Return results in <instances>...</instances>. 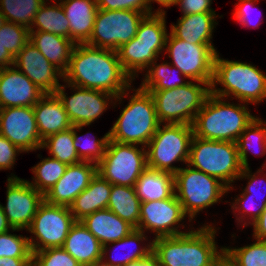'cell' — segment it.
I'll return each instance as SVG.
<instances>
[{"mask_svg": "<svg viewBox=\"0 0 266 266\" xmlns=\"http://www.w3.org/2000/svg\"><path fill=\"white\" fill-rule=\"evenodd\" d=\"M14 66L45 94H55L61 86L58 79L64 78L30 41L14 57Z\"/></svg>", "mask_w": 266, "mask_h": 266, "instance_id": "ac0fdd59", "label": "cell"}, {"mask_svg": "<svg viewBox=\"0 0 266 266\" xmlns=\"http://www.w3.org/2000/svg\"><path fill=\"white\" fill-rule=\"evenodd\" d=\"M67 166L53 157H47L32 168L35 175L32 177L34 182L28 181V183L45 195L64 175Z\"/></svg>", "mask_w": 266, "mask_h": 266, "instance_id": "d590c367", "label": "cell"}, {"mask_svg": "<svg viewBox=\"0 0 266 266\" xmlns=\"http://www.w3.org/2000/svg\"><path fill=\"white\" fill-rule=\"evenodd\" d=\"M66 86L75 91L73 95L67 96ZM127 91L128 89L116 97L104 91L81 88L66 83L65 86L61 85L55 94L63 103L72 125L78 126L91 125L109 108V102L112 103L113 99L115 102L119 101L120 104L122 99L129 94ZM110 99L111 101H109Z\"/></svg>", "mask_w": 266, "mask_h": 266, "instance_id": "5bb4252c", "label": "cell"}, {"mask_svg": "<svg viewBox=\"0 0 266 266\" xmlns=\"http://www.w3.org/2000/svg\"><path fill=\"white\" fill-rule=\"evenodd\" d=\"M146 234L143 231L134 229L128 236L123 237L122 239L116 241V242H111L108 243L106 245H103V254H102V262H104L105 264L108 265H112V266H126L131 262L134 261H138V260H143L145 258H147L150 254H152V241L148 242V244L146 246L140 247V248H136L134 245V247L136 248L133 249L132 251L129 250L128 253L126 252L124 255L121 256H113V257H106L108 251L111 249V247L109 248V245L111 244V246H117L118 248L121 247H127V246H132V244H139V242L141 241H146L147 236H145ZM121 246V247H120ZM123 247V248H124ZM109 249V250H108ZM116 249V248H115ZM115 252V251H114ZM106 259V260H105ZM109 259V260H107Z\"/></svg>", "mask_w": 266, "mask_h": 266, "instance_id": "1f68e13d", "label": "cell"}, {"mask_svg": "<svg viewBox=\"0 0 266 266\" xmlns=\"http://www.w3.org/2000/svg\"><path fill=\"white\" fill-rule=\"evenodd\" d=\"M98 9L134 10L150 15L146 0H96Z\"/></svg>", "mask_w": 266, "mask_h": 266, "instance_id": "f6af8a7d", "label": "cell"}, {"mask_svg": "<svg viewBox=\"0 0 266 266\" xmlns=\"http://www.w3.org/2000/svg\"><path fill=\"white\" fill-rule=\"evenodd\" d=\"M96 173L97 165L91 162L68 165L64 175L44 195V201L51 205L69 207L89 186Z\"/></svg>", "mask_w": 266, "mask_h": 266, "instance_id": "ffe728a7", "label": "cell"}, {"mask_svg": "<svg viewBox=\"0 0 266 266\" xmlns=\"http://www.w3.org/2000/svg\"><path fill=\"white\" fill-rule=\"evenodd\" d=\"M134 187L141 203L164 200L175 194L174 174L147 167Z\"/></svg>", "mask_w": 266, "mask_h": 266, "instance_id": "f1b7e54d", "label": "cell"}, {"mask_svg": "<svg viewBox=\"0 0 266 266\" xmlns=\"http://www.w3.org/2000/svg\"><path fill=\"white\" fill-rule=\"evenodd\" d=\"M173 66L178 68L184 78L192 81L212 83L216 49L213 44H190L168 34L165 45Z\"/></svg>", "mask_w": 266, "mask_h": 266, "instance_id": "7c38bea8", "label": "cell"}, {"mask_svg": "<svg viewBox=\"0 0 266 266\" xmlns=\"http://www.w3.org/2000/svg\"><path fill=\"white\" fill-rule=\"evenodd\" d=\"M132 91L135 93L109 131V140L146 147L160 122L149 91L140 87Z\"/></svg>", "mask_w": 266, "mask_h": 266, "instance_id": "5b68a950", "label": "cell"}, {"mask_svg": "<svg viewBox=\"0 0 266 266\" xmlns=\"http://www.w3.org/2000/svg\"><path fill=\"white\" fill-rule=\"evenodd\" d=\"M224 256L235 266H266V241L256 239L244 247H224Z\"/></svg>", "mask_w": 266, "mask_h": 266, "instance_id": "74e56055", "label": "cell"}, {"mask_svg": "<svg viewBox=\"0 0 266 266\" xmlns=\"http://www.w3.org/2000/svg\"><path fill=\"white\" fill-rule=\"evenodd\" d=\"M0 134L22 152L41 149L33 106L0 108Z\"/></svg>", "mask_w": 266, "mask_h": 266, "instance_id": "e0dca14e", "label": "cell"}, {"mask_svg": "<svg viewBox=\"0 0 266 266\" xmlns=\"http://www.w3.org/2000/svg\"><path fill=\"white\" fill-rule=\"evenodd\" d=\"M140 204L141 201L136 195L135 187L112 185L107 209L135 229L138 228L140 222Z\"/></svg>", "mask_w": 266, "mask_h": 266, "instance_id": "f546056e", "label": "cell"}, {"mask_svg": "<svg viewBox=\"0 0 266 266\" xmlns=\"http://www.w3.org/2000/svg\"><path fill=\"white\" fill-rule=\"evenodd\" d=\"M28 238L11 234L9 231L0 234V258H32L33 253Z\"/></svg>", "mask_w": 266, "mask_h": 266, "instance_id": "b9f144b4", "label": "cell"}, {"mask_svg": "<svg viewBox=\"0 0 266 266\" xmlns=\"http://www.w3.org/2000/svg\"><path fill=\"white\" fill-rule=\"evenodd\" d=\"M145 16V13L134 10L98 9L93 32L86 44L116 51L136 36Z\"/></svg>", "mask_w": 266, "mask_h": 266, "instance_id": "8fae6325", "label": "cell"}, {"mask_svg": "<svg viewBox=\"0 0 266 266\" xmlns=\"http://www.w3.org/2000/svg\"><path fill=\"white\" fill-rule=\"evenodd\" d=\"M239 3L235 4V12H233L234 19H236V21H238L239 23H241L242 27H249L251 26L256 28L259 25H261L260 21V16L257 20V22L255 23V21L252 20V18L250 17V15L252 14L250 11L253 10L254 4H256L258 2V0H238ZM252 16V15H251ZM251 18V19H250ZM255 23V24H254Z\"/></svg>", "mask_w": 266, "mask_h": 266, "instance_id": "7dc6e473", "label": "cell"}, {"mask_svg": "<svg viewBox=\"0 0 266 266\" xmlns=\"http://www.w3.org/2000/svg\"><path fill=\"white\" fill-rule=\"evenodd\" d=\"M175 1L176 0H146L147 2V7L148 10L150 11L151 14H166V11L162 10L161 7H166V8H170V6L175 5ZM151 2H157L160 5V8H158V10H156L155 12L152 11V3Z\"/></svg>", "mask_w": 266, "mask_h": 266, "instance_id": "f5cc1de1", "label": "cell"}, {"mask_svg": "<svg viewBox=\"0 0 266 266\" xmlns=\"http://www.w3.org/2000/svg\"><path fill=\"white\" fill-rule=\"evenodd\" d=\"M44 2L45 0H0V11L7 21L30 29Z\"/></svg>", "mask_w": 266, "mask_h": 266, "instance_id": "8d00e7d4", "label": "cell"}, {"mask_svg": "<svg viewBox=\"0 0 266 266\" xmlns=\"http://www.w3.org/2000/svg\"><path fill=\"white\" fill-rule=\"evenodd\" d=\"M126 266H160V265L157 261V258L153 254H150L147 258L131 262Z\"/></svg>", "mask_w": 266, "mask_h": 266, "instance_id": "11a10c76", "label": "cell"}, {"mask_svg": "<svg viewBox=\"0 0 266 266\" xmlns=\"http://www.w3.org/2000/svg\"><path fill=\"white\" fill-rule=\"evenodd\" d=\"M255 144L257 147L259 146L258 148L260 151H255L253 147ZM236 145L243 168H248L247 153L249 150L256 156H264L266 154V122L256 116L255 120L240 134V137L236 141Z\"/></svg>", "mask_w": 266, "mask_h": 266, "instance_id": "836d02e7", "label": "cell"}, {"mask_svg": "<svg viewBox=\"0 0 266 266\" xmlns=\"http://www.w3.org/2000/svg\"><path fill=\"white\" fill-rule=\"evenodd\" d=\"M223 100L212 93L208 96L192 123L194 136L236 142L245 128L255 120L246 103L235 105Z\"/></svg>", "mask_w": 266, "mask_h": 266, "instance_id": "3957f363", "label": "cell"}, {"mask_svg": "<svg viewBox=\"0 0 266 266\" xmlns=\"http://www.w3.org/2000/svg\"><path fill=\"white\" fill-rule=\"evenodd\" d=\"M43 148H47L53 158L67 165L82 162L74 147L73 126L45 138L42 141L41 149Z\"/></svg>", "mask_w": 266, "mask_h": 266, "instance_id": "e575fe53", "label": "cell"}, {"mask_svg": "<svg viewBox=\"0 0 266 266\" xmlns=\"http://www.w3.org/2000/svg\"><path fill=\"white\" fill-rule=\"evenodd\" d=\"M63 77L64 83L104 91L116 97L127 89L131 90L132 84L116 51L88 44H75Z\"/></svg>", "mask_w": 266, "mask_h": 266, "instance_id": "6da1fadb", "label": "cell"}, {"mask_svg": "<svg viewBox=\"0 0 266 266\" xmlns=\"http://www.w3.org/2000/svg\"><path fill=\"white\" fill-rule=\"evenodd\" d=\"M80 222L102 245L116 242L128 236L135 228L109 209L96 211Z\"/></svg>", "mask_w": 266, "mask_h": 266, "instance_id": "d4e9b609", "label": "cell"}, {"mask_svg": "<svg viewBox=\"0 0 266 266\" xmlns=\"http://www.w3.org/2000/svg\"><path fill=\"white\" fill-rule=\"evenodd\" d=\"M193 136L192 125L160 124L146 146L148 168L177 173L181 168L172 163L180 161L188 164Z\"/></svg>", "mask_w": 266, "mask_h": 266, "instance_id": "ba28073f", "label": "cell"}, {"mask_svg": "<svg viewBox=\"0 0 266 266\" xmlns=\"http://www.w3.org/2000/svg\"><path fill=\"white\" fill-rule=\"evenodd\" d=\"M6 206H2L12 229L28 230L33 218L44 202V195L27 180L11 175L7 179Z\"/></svg>", "mask_w": 266, "mask_h": 266, "instance_id": "9a60e30c", "label": "cell"}, {"mask_svg": "<svg viewBox=\"0 0 266 266\" xmlns=\"http://www.w3.org/2000/svg\"><path fill=\"white\" fill-rule=\"evenodd\" d=\"M185 217L187 215L175 194L164 200L142 202L137 230L144 233L151 230L155 234L154 238L180 235L186 233L178 230Z\"/></svg>", "mask_w": 266, "mask_h": 266, "instance_id": "2e32d148", "label": "cell"}, {"mask_svg": "<svg viewBox=\"0 0 266 266\" xmlns=\"http://www.w3.org/2000/svg\"><path fill=\"white\" fill-rule=\"evenodd\" d=\"M19 153L22 151L0 134V170L12 169Z\"/></svg>", "mask_w": 266, "mask_h": 266, "instance_id": "c3c4849f", "label": "cell"}, {"mask_svg": "<svg viewBox=\"0 0 266 266\" xmlns=\"http://www.w3.org/2000/svg\"><path fill=\"white\" fill-rule=\"evenodd\" d=\"M186 165L187 168L181 167L174 174V188L175 196L191 222L200 211L220 202L228 193V187L217 178Z\"/></svg>", "mask_w": 266, "mask_h": 266, "instance_id": "9c48e42d", "label": "cell"}, {"mask_svg": "<svg viewBox=\"0 0 266 266\" xmlns=\"http://www.w3.org/2000/svg\"><path fill=\"white\" fill-rule=\"evenodd\" d=\"M253 225L254 239L266 241V208Z\"/></svg>", "mask_w": 266, "mask_h": 266, "instance_id": "f907efd6", "label": "cell"}, {"mask_svg": "<svg viewBox=\"0 0 266 266\" xmlns=\"http://www.w3.org/2000/svg\"><path fill=\"white\" fill-rule=\"evenodd\" d=\"M215 228L205 224L180 235L154 238L152 254L160 266H215L224 256V247L216 246Z\"/></svg>", "mask_w": 266, "mask_h": 266, "instance_id": "7a4b0ae2", "label": "cell"}, {"mask_svg": "<svg viewBox=\"0 0 266 266\" xmlns=\"http://www.w3.org/2000/svg\"><path fill=\"white\" fill-rule=\"evenodd\" d=\"M20 231V229H12L9 225L6 215L3 213V209L0 204V234L6 233L8 231Z\"/></svg>", "mask_w": 266, "mask_h": 266, "instance_id": "9f6ffc18", "label": "cell"}, {"mask_svg": "<svg viewBox=\"0 0 266 266\" xmlns=\"http://www.w3.org/2000/svg\"><path fill=\"white\" fill-rule=\"evenodd\" d=\"M262 202L259 206V204H254L255 199L254 198H236L234 199V203H232L233 205L231 206V208L233 209V212L235 213V211H237L240 215L239 217H236L238 223H242L244 218H247L246 221H248V217H250V221L252 222H243L244 224L242 225V227H246L247 225H252L253 223L256 222V220L260 217L261 213L264 211V209L266 208V200L261 199ZM254 201V202H253ZM256 203V202H255ZM257 206V207H255ZM242 210V211H241ZM246 217H245V216ZM244 217V218H243Z\"/></svg>", "mask_w": 266, "mask_h": 266, "instance_id": "ee69618b", "label": "cell"}, {"mask_svg": "<svg viewBox=\"0 0 266 266\" xmlns=\"http://www.w3.org/2000/svg\"><path fill=\"white\" fill-rule=\"evenodd\" d=\"M69 21L70 40L86 44L91 37L98 11L96 0H59Z\"/></svg>", "mask_w": 266, "mask_h": 266, "instance_id": "44dd1931", "label": "cell"}, {"mask_svg": "<svg viewBox=\"0 0 266 266\" xmlns=\"http://www.w3.org/2000/svg\"><path fill=\"white\" fill-rule=\"evenodd\" d=\"M218 83L223 88H217ZM211 93L224 99L234 96L242 103L255 105L266 99V75L250 63L229 61L216 53Z\"/></svg>", "mask_w": 266, "mask_h": 266, "instance_id": "277c9868", "label": "cell"}, {"mask_svg": "<svg viewBox=\"0 0 266 266\" xmlns=\"http://www.w3.org/2000/svg\"><path fill=\"white\" fill-rule=\"evenodd\" d=\"M45 93L13 65L0 69V108L34 106Z\"/></svg>", "mask_w": 266, "mask_h": 266, "instance_id": "d6986e66", "label": "cell"}, {"mask_svg": "<svg viewBox=\"0 0 266 266\" xmlns=\"http://www.w3.org/2000/svg\"><path fill=\"white\" fill-rule=\"evenodd\" d=\"M212 0H176L175 5H180L183 15L198 13H216L211 8Z\"/></svg>", "mask_w": 266, "mask_h": 266, "instance_id": "681fc988", "label": "cell"}, {"mask_svg": "<svg viewBox=\"0 0 266 266\" xmlns=\"http://www.w3.org/2000/svg\"><path fill=\"white\" fill-rule=\"evenodd\" d=\"M14 65V57L0 43V69Z\"/></svg>", "mask_w": 266, "mask_h": 266, "instance_id": "db71d44e", "label": "cell"}, {"mask_svg": "<svg viewBox=\"0 0 266 266\" xmlns=\"http://www.w3.org/2000/svg\"><path fill=\"white\" fill-rule=\"evenodd\" d=\"M188 165L217 178L232 190L234 180L243 171L236 142L218 141L193 136Z\"/></svg>", "mask_w": 266, "mask_h": 266, "instance_id": "8992f818", "label": "cell"}, {"mask_svg": "<svg viewBox=\"0 0 266 266\" xmlns=\"http://www.w3.org/2000/svg\"><path fill=\"white\" fill-rule=\"evenodd\" d=\"M156 59L153 63H151L146 70L145 78L141 83L140 88L146 91H161L166 89H174L176 87L185 85L189 81L182 80V72L176 68L175 66L171 65V63L164 62L161 64H157ZM177 69V70H176ZM176 75L179 76V79L173 81ZM178 73V74H177Z\"/></svg>", "mask_w": 266, "mask_h": 266, "instance_id": "d6a6232c", "label": "cell"}, {"mask_svg": "<svg viewBox=\"0 0 266 266\" xmlns=\"http://www.w3.org/2000/svg\"><path fill=\"white\" fill-rule=\"evenodd\" d=\"M0 266H32V258L1 257Z\"/></svg>", "mask_w": 266, "mask_h": 266, "instance_id": "816d5d0a", "label": "cell"}, {"mask_svg": "<svg viewBox=\"0 0 266 266\" xmlns=\"http://www.w3.org/2000/svg\"><path fill=\"white\" fill-rule=\"evenodd\" d=\"M52 5L47 6L46 1L41 5L29 31H44L70 39L69 21L61 3L54 0Z\"/></svg>", "mask_w": 266, "mask_h": 266, "instance_id": "4dcf8cb0", "label": "cell"}, {"mask_svg": "<svg viewBox=\"0 0 266 266\" xmlns=\"http://www.w3.org/2000/svg\"><path fill=\"white\" fill-rule=\"evenodd\" d=\"M166 43L139 42L134 37L129 42L121 45L117 56L124 72L132 79L138 77V72H143L164 51Z\"/></svg>", "mask_w": 266, "mask_h": 266, "instance_id": "7402d4cb", "label": "cell"}, {"mask_svg": "<svg viewBox=\"0 0 266 266\" xmlns=\"http://www.w3.org/2000/svg\"><path fill=\"white\" fill-rule=\"evenodd\" d=\"M33 111L38 133L42 140L73 126L63 103L56 94H45L33 106Z\"/></svg>", "mask_w": 266, "mask_h": 266, "instance_id": "603a6c76", "label": "cell"}, {"mask_svg": "<svg viewBox=\"0 0 266 266\" xmlns=\"http://www.w3.org/2000/svg\"><path fill=\"white\" fill-rule=\"evenodd\" d=\"M91 266H112V265H108V264H105V263L102 262V261H99V262H97V263H95V264H93V265H91Z\"/></svg>", "mask_w": 266, "mask_h": 266, "instance_id": "91938a15", "label": "cell"}, {"mask_svg": "<svg viewBox=\"0 0 266 266\" xmlns=\"http://www.w3.org/2000/svg\"><path fill=\"white\" fill-rule=\"evenodd\" d=\"M266 162V161H265ZM262 169L261 168H259V170L255 173V174H253V173H251V170H250V167H248V168H243V171H242V173L240 174V176L238 177V180L239 179H241L242 180V178H245V179H249V181H248V184H247V186L245 187V189H243V191H242V193L241 194H239L240 196L238 197L237 196V198H255L256 196L258 197L259 196V198L261 199L262 197L260 196L261 194H259L260 192V190L258 191V189H261V188H259L260 186H258L259 185V182H263L261 179H258V177L257 176H259V174L262 172L263 174H264V172H263V169H265L266 168V163L265 164H263L262 166ZM257 174V175H256ZM262 174V176H266V174H264L263 175ZM266 178V177H265ZM261 180V181H260ZM265 185V184H264ZM259 192V193H258ZM265 197L263 198V200H266V195L265 194H263ZM256 197V198H257Z\"/></svg>", "mask_w": 266, "mask_h": 266, "instance_id": "bcb514c9", "label": "cell"}, {"mask_svg": "<svg viewBox=\"0 0 266 266\" xmlns=\"http://www.w3.org/2000/svg\"><path fill=\"white\" fill-rule=\"evenodd\" d=\"M112 184L98 173L90 180L89 186L69 206L76 221L96 211L107 209Z\"/></svg>", "mask_w": 266, "mask_h": 266, "instance_id": "4316f807", "label": "cell"}, {"mask_svg": "<svg viewBox=\"0 0 266 266\" xmlns=\"http://www.w3.org/2000/svg\"><path fill=\"white\" fill-rule=\"evenodd\" d=\"M211 84L189 81L174 89L149 91L160 124L165 122V124L192 125L195 116L211 94Z\"/></svg>", "mask_w": 266, "mask_h": 266, "instance_id": "52a82bcc", "label": "cell"}, {"mask_svg": "<svg viewBox=\"0 0 266 266\" xmlns=\"http://www.w3.org/2000/svg\"><path fill=\"white\" fill-rule=\"evenodd\" d=\"M84 126L89 125L73 126L74 147L82 162H91L97 165L105 154L109 140V132H107L101 139L95 140V138L91 139L89 136H86V139L84 137L82 140L83 135L78 136L77 131H81Z\"/></svg>", "mask_w": 266, "mask_h": 266, "instance_id": "f35d334b", "label": "cell"}, {"mask_svg": "<svg viewBox=\"0 0 266 266\" xmlns=\"http://www.w3.org/2000/svg\"><path fill=\"white\" fill-rule=\"evenodd\" d=\"M215 266H235L229 259L223 256Z\"/></svg>", "mask_w": 266, "mask_h": 266, "instance_id": "6f0895ef", "label": "cell"}, {"mask_svg": "<svg viewBox=\"0 0 266 266\" xmlns=\"http://www.w3.org/2000/svg\"><path fill=\"white\" fill-rule=\"evenodd\" d=\"M62 248L82 266H91L102 260L103 245L80 221L71 227Z\"/></svg>", "mask_w": 266, "mask_h": 266, "instance_id": "cb8c5ba5", "label": "cell"}, {"mask_svg": "<svg viewBox=\"0 0 266 266\" xmlns=\"http://www.w3.org/2000/svg\"><path fill=\"white\" fill-rule=\"evenodd\" d=\"M7 22L6 17L4 14L0 11V28Z\"/></svg>", "mask_w": 266, "mask_h": 266, "instance_id": "680465c9", "label": "cell"}, {"mask_svg": "<svg viewBox=\"0 0 266 266\" xmlns=\"http://www.w3.org/2000/svg\"><path fill=\"white\" fill-rule=\"evenodd\" d=\"M30 42L63 74L69 66L75 44L68 38L44 31H30Z\"/></svg>", "mask_w": 266, "mask_h": 266, "instance_id": "83f0119b", "label": "cell"}, {"mask_svg": "<svg viewBox=\"0 0 266 266\" xmlns=\"http://www.w3.org/2000/svg\"><path fill=\"white\" fill-rule=\"evenodd\" d=\"M218 16L215 13L182 15L177 24H171V34L190 44H212V33Z\"/></svg>", "mask_w": 266, "mask_h": 266, "instance_id": "484cf974", "label": "cell"}, {"mask_svg": "<svg viewBox=\"0 0 266 266\" xmlns=\"http://www.w3.org/2000/svg\"><path fill=\"white\" fill-rule=\"evenodd\" d=\"M75 222L69 207L51 205L44 201L27 230L35 235V238H28L32 253L62 247Z\"/></svg>", "mask_w": 266, "mask_h": 266, "instance_id": "4fadbf2b", "label": "cell"}, {"mask_svg": "<svg viewBox=\"0 0 266 266\" xmlns=\"http://www.w3.org/2000/svg\"><path fill=\"white\" fill-rule=\"evenodd\" d=\"M32 266H82L62 247L33 252Z\"/></svg>", "mask_w": 266, "mask_h": 266, "instance_id": "7bdbcfd3", "label": "cell"}, {"mask_svg": "<svg viewBox=\"0 0 266 266\" xmlns=\"http://www.w3.org/2000/svg\"><path fill=\"white\" fill-rule=\"evenodd\" d=\"M166 14L146 15L140 22L135 38L139 42L166 43Z\"/></svg>", "mask_w": 266, "mask_h": 266, "instance_id": "ab89813d", "label": "cell"}, {"mask_svg": "<svg viewBox=\"0 0 266 266\" xmlns=\"http://www.w3.org/2000/svg\"><path fill=\"white\" fill-rule=\"evenodd\" d=\"M30 41L28 28L7 21L0 28V43L15 57L22 48Z\"/></svg>", "mask_w": 266, "mask_h": 266, "instance_id": "60d3db41", "label": "cell"}, {"mask_svg": "<svg viewBox=\"0 0 266 266\" xmlns=\"http://www.w3.org/2000/svg\"><path fill=\"white\" fill-rule=\"evenodd\" d=\"M147 167L146 147L108 140L97 173L112 185L134 187Z\"/></svg>", "mask_w": 266, "mask_h": 266, "instance_id": "30bf717a", "label": "cell"}]
</instances>
